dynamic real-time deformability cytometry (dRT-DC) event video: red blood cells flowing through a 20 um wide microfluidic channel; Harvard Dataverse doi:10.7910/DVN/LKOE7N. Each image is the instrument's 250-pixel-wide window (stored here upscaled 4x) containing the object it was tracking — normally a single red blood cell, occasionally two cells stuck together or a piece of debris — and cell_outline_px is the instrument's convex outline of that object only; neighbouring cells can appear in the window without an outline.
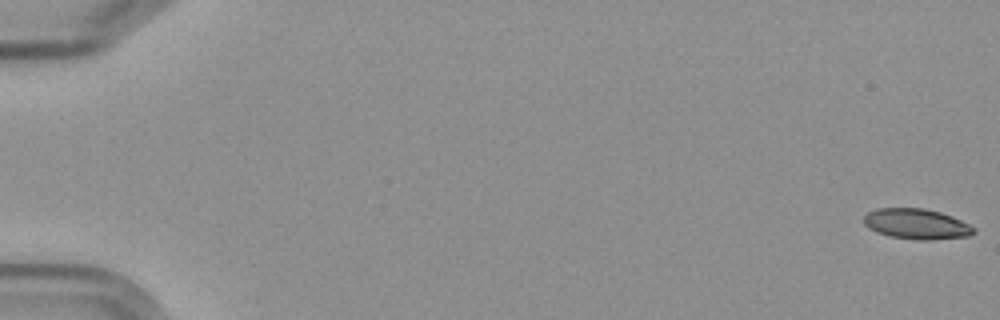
{"species": "Egyptian fruit bat (a non-hibernating species)", "species_latin": "Rousettus aegyptiacus", "temperature_condition": "cold", "stored_images_in_passage": 7, "camera_frame_rate_fps": 3000, "um_per_image_px": 0.085, "frame": {"image": 1, "passage_image": 1, "time_ms": 0.0, "image_size_px": [1000, 320], "cell_outline_px": [[976, 232], [968, 236], [932, 240], [916, 240], [888, 236], [876, 232], [868, 228], [864, 224], [864, 216], [868, 212], [876, 208], [924, 208], [940, 212], [952, 216], [976, 228]], "centroid_in_image_um": [77.89, 19.04], "position_along_channel_um": 7.1, "area_um2": 19.65}}
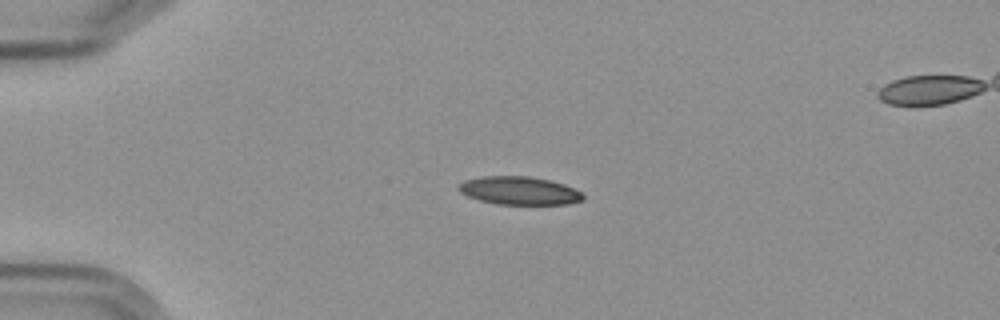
{"frame": {"image": 2, "passage_image": 5, "time_ms": 4.667, "image_size_px": [1000, 320], "cell_outline_px": [[584, 200], [568, 204], [496, 204], [480, 200], [468, 196], [460, 192], [456, 188], [464, 180], [480, 176], [528, 176], [548, 180], [564, 184], [580, 192], [584, 196]], "centroid_in_image_um": [44.11, 16.2], "position_along_channel_um": 40.9, "area_um2": 20.35}}